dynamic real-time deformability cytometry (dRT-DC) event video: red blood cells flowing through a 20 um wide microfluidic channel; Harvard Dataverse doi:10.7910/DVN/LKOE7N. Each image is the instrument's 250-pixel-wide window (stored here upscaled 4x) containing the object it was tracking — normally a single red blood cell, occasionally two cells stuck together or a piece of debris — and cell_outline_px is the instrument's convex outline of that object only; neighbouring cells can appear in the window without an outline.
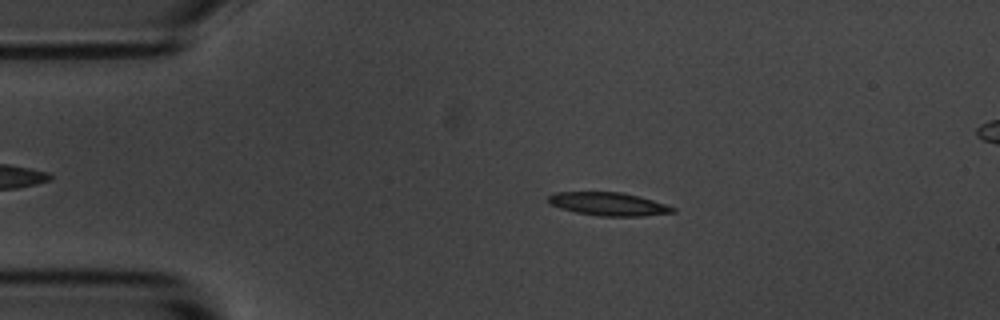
{"species": "common noctule bat (a hibernating species)", "species_latin": "Nyctalus noctula", "temperature_condition": "room temperature", "stored_images_in_passage": 4, "camera_frame_rate_fps": 3000, "um_per_image_px": 0.085, "animal": {"sex": "male", "body_mass_g": 20.1, "forearm_length_mm": 53.5}, "frame": {"image": 1, "passage_image": 2, "time_ms": 2.333, "image_size_px": [1000, 320], "cell_outline_px": [[676, 212], [644, 216], [600, 216], [576, 212], [560, 208], [552, 204], [548, 200], [548, 196], [556, 192], [620, 192], [652, 200], [676, 208]], "centroid_in_image_um": [51.73, 17.35], "position_along_channel_um": 33.3, "area_um2": 16.59}}